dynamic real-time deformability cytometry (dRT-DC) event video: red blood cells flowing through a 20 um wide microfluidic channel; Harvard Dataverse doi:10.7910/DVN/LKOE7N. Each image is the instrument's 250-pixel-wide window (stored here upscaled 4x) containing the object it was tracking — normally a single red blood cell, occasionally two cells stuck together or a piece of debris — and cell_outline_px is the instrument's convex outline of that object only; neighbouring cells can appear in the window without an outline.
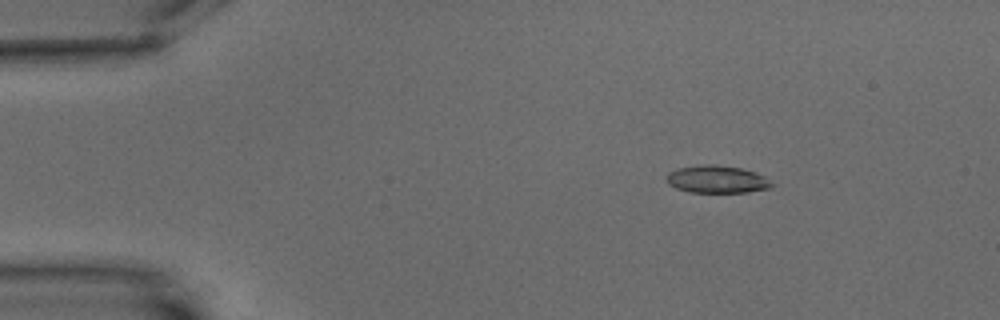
{"species": "common noctule bat (a hibernating species)", "species_latin": "Nyctalus noctula", "temperature_condition": "warm", "stored_images_in_passage": 11, "camera_frame_rate_fps": 3000, "um_per_image_px": 0.085, "animal": {"sex": "male", "body_mass_g": 15.6}, "frame": {"image": 1, "passage_image": 2, "time_ms": 2.0, "image_size_px": [1000, 320], "cell_outline_px": [[776, 184], [772, 188], [748, 192], [688, 192], [676, 188], [668, 184], [664, 180], [664, 176], [668, 172], [676, 168], [700, 164], [712, 164], [740, 168], [756, 172], [764, 176]], "centroid_in_image_um": [60.91, 15.24], "position_along_channel_um": 24.1, "area_um2": 17.28}}
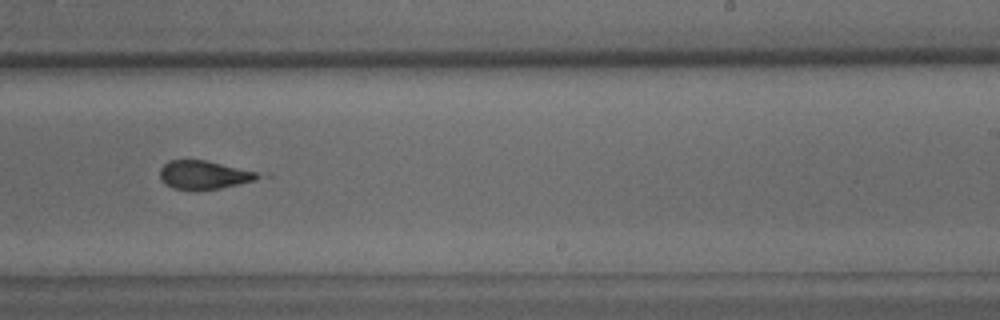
{"frame": {"image": 2, "passage_image": 10, "time_ms": 11.667, "image_size_px": [1000, 320], "cell_outline_px": [[272, 176], [256, 180], [220, 188], [196, 192], [172, 188], [164, 184], [160, 180], [160, 168], [168, 160], [204, 160], [272, 172]], "centroid_in_image_um": [17.54, 14.87], "position_along_channel_um": 271.5, "area_um2": 17.69}}
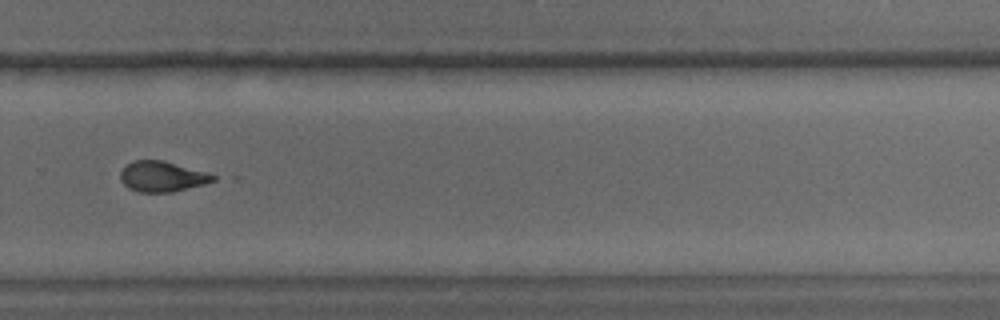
{"frame": {"image": 3, "passage_image": 11, "time_ms": 13.0, "image_size_px": [1000, 320], "cell_outline_px": [[216, 180], [204, 184], [172, 192], [140, 192], [128, 188], [120, 180], [120, 172], [132, 160], [164, 160], [204, 172], [216, 176]], "centroid_in_image_um": [13.75, 15.0], "position_along_channel_um": 316.0, "area_um2": 16.3}}